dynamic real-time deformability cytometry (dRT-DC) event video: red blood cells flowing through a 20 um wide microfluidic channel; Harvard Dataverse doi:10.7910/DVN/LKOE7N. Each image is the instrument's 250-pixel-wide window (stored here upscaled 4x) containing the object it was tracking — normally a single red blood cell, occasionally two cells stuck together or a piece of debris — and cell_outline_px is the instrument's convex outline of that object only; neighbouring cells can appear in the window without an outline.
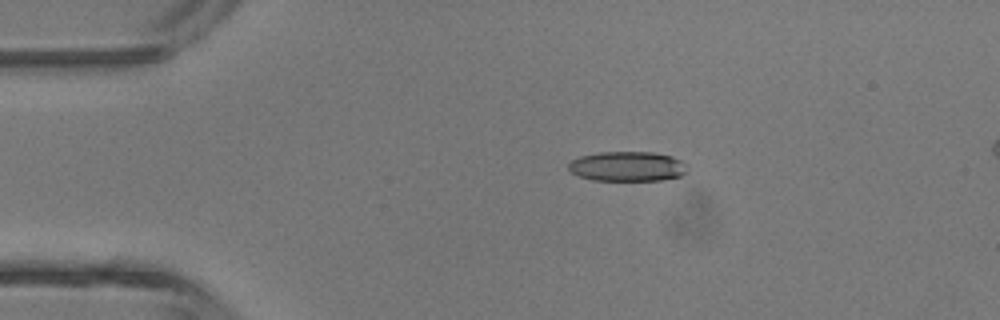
{"species": "common noctule bat (a hibernating species)", "species_latin": "Nyctalus noctula", "temperature_condition": "room temperature", "stored_images_in_passage": 5, "camera_frame_rate_fps": 3000, "um_per_image_px": 0.085, "animal": {"sex": "male", "body_mass_g": 13.3}, "frame": {"image": 1, "passage_image": 3, "time_ms": 2.333, "image_size_px": [1000, 320], "cell_outline_px": [[688, 172], [680, 176], [660, 180], [592, 180], [580, 176], [572, 172], [568, 168], [568, 164], [572, 160], [580, 156], [600, 152], [652, 152], [672, 156], [688, 164]], "centroid_in_image_um": [53.37, 14.14], "position_along_channel_um": 31.6, "area_um2": 20.69}}